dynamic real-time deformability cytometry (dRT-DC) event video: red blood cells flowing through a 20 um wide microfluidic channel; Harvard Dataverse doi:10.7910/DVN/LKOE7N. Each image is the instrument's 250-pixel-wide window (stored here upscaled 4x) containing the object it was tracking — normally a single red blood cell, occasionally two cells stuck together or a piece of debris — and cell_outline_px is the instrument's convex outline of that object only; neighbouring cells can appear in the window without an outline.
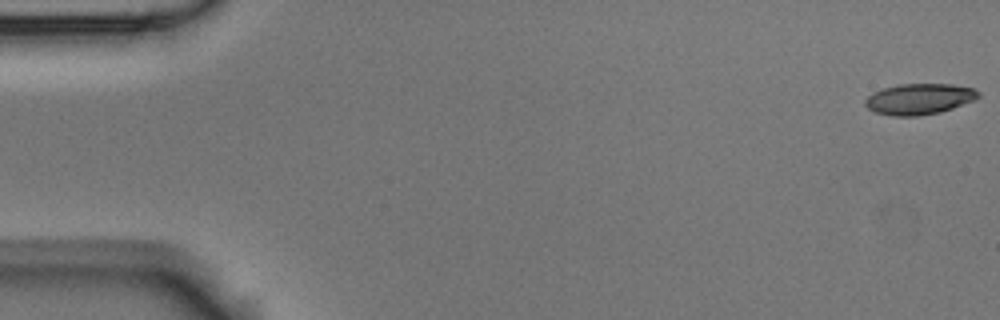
{"species": "Egyptian fruit bat (a non-hibernating species)", "species_latin": "Rousettus aegyptiacus", "temperature_condition": "room temperature", "stored_images_in_passage": 4, "camera_frame_rate_fps": 3000, "um_per_image_px": 0.085, "animal": {"sex": "male"}, "frame": {"image": 1, "passage_image": 1, "time_ms": 0.0, "image_size_px": [1000, 320], "cell_outline_px": [[980, 96], [976, 100], [940, 112], [916, 116], [892, 116], [876, 112], [868, 108], [864, 104], [864, 100], [872, 92], [884, 88], [900, 84], [952, 84], [972, 88], [980, 92]], "centroid_in_image_um": [78.14, 8.41], "position_along_channel_um": 6.9, "area_um2": 20.4}}
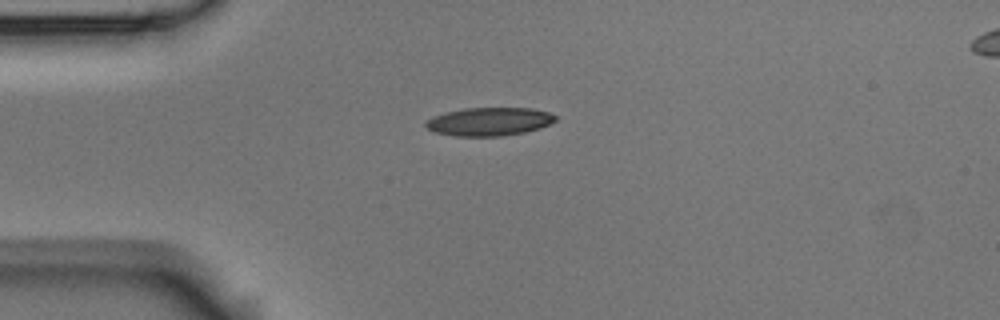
{"frame": {"image": 2, "passage_image": 4, "time_ms": 1.0, "image_size_px": [1000, 320], "cell_outline_px": [[556, 120], [540, 128], [524, 132], [504, 136], [456, 136], [436, 132], [428, 128], [424, 124], [432, 116], [444, 112], [464, 108], [532, 108], [548, 112], [556, 116]], "centroid_in_image_um": [41.58, 10.33], "position_along_channel_um": 43.4, "area_um2": 21.33}}